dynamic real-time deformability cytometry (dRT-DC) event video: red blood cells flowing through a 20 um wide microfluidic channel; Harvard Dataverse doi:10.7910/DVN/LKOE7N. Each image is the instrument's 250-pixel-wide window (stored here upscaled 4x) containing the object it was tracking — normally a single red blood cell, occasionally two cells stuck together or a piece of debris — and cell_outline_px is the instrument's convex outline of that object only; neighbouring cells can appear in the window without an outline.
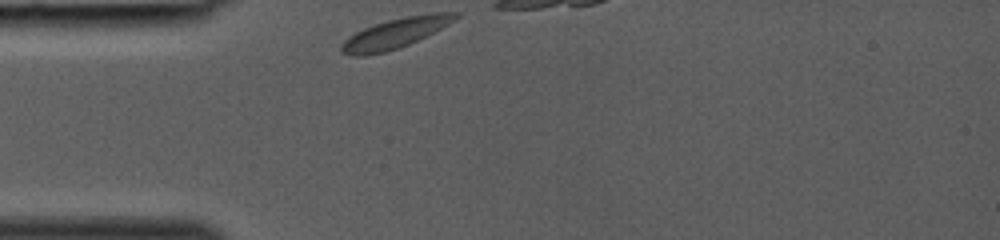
{"species": "common noctule bat (a hibernating species)", "species_latin": "Nyctalus noctula", "temperature_condition": "room temperature", "stored_images_in_passage": 24, "camera_frame_rate_fps": 3000, "um_per_image_px": 0.085, "animal": {"sex": "female", "body_mass_g": 19.0, "forearm_length_mm": 53.3}, "frame": {"image": 1, "passage_image": 1, "time_ms": 0.0, "image_size_px": [1000, 240], "cell_outline_px": [[460, 16], [456, 20], [408, 44], [384, 52], [368, 56], [352, 56], [340, 52], [340, 44], [348, 36], [364, 28], [388, 20], [408, 16], [432, 12], [460, 12]], "centroid_in_image_um": [33.56, 2.83], "position_along_channel_um": 51.4, "area_um2": 19.71}}
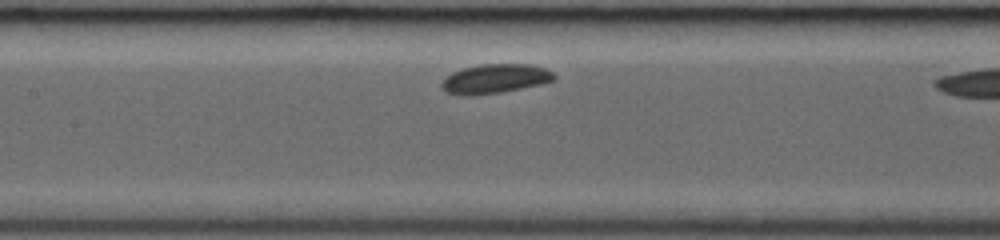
{"frame": {"image": 2, "passage_image": 9, "time_ms": 2.667, "image_size_px": [1000, 240], "cell_outline_px": [[556, 80], [540, 84], [500, 92], [472, 96], [460, 96], [448, 92], [440, 88], [440, 84], [452, 72], [464, 68], [480, 64], [532, 64], [544, 68], [552, 72], [556, 76]], "centroid_in_image_um": [42.07, 6.69], "position_along_channel_um": 165.3, "area_um2": 19.19}}
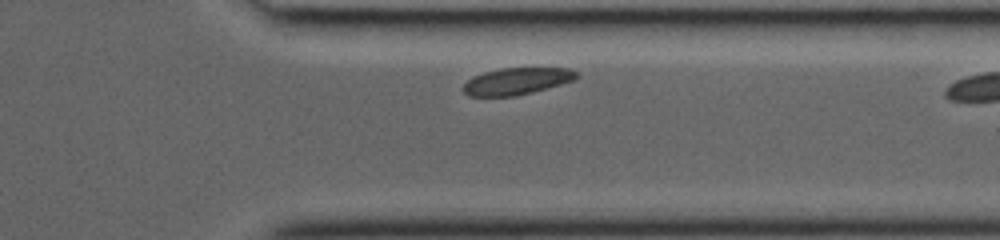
{"frame": {"image": 3, "passage_image": 22, "time_ms": 7.0, "image_size_px": [1000, 240], "cell_outline_px": [[580, 76], [576, 80], [532, 92], [516, 96], [468, 96], [464, 92], [464, 84], [472, 76], [484, 72], [500, 68], [568, 68], [576, 72]], "centroid_in_image_um": [43.94, 6.9], "position_along_channel_um": 367.5, "area_um2": 17.74}}